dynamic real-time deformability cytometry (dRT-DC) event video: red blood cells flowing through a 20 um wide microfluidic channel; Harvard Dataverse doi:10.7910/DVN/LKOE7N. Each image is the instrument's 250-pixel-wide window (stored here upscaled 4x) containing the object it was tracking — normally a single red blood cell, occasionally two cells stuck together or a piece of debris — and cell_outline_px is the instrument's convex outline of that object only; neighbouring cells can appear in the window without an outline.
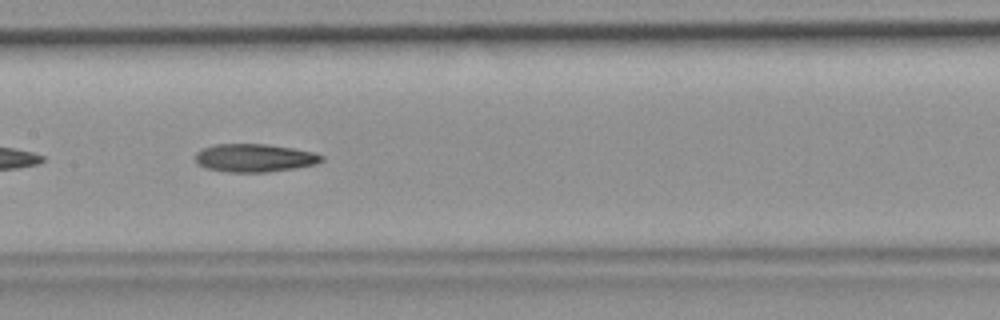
{"species": "common noctule bat (a hibernating species)", "species_latin": "Nyctalus noctula", "temperature_condition": "room temperature", "stored_images_in_passage": 34, "camera_frame_rate_fps": 3000, "um_per_image_px": 0.085, "animal": {"sex": "female", "body_mass_g": 19.9}, "frame": {"image": 1, "passage_image": 10, "time_ms": 3.0, "image_size_px": [1000, 320], "cell_outline_px": [[324, 160], [316, 164], [268, 172], [232, 172], [204, 168], [196, 164], [196, 152], [200, 148], [216, 144], [268, 144], [292, 148], [312, 152], [324, 156]], "centroid_in_image_um": [21.59, 13.42], "position_along_channel_um": 185.8, "area_um2": 20.69}}
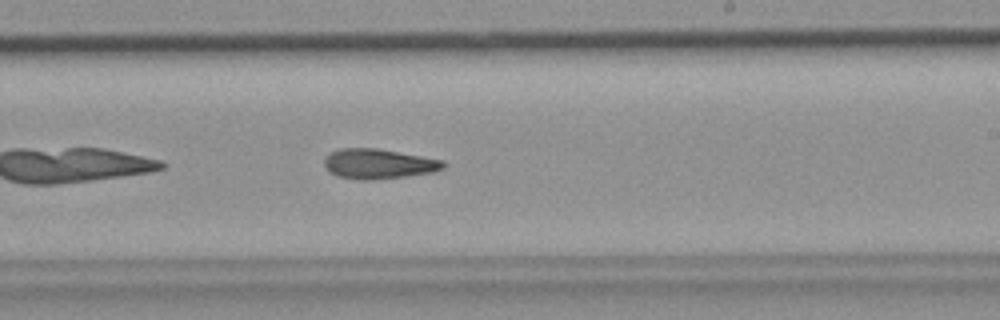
{"frame": {"image": 2, "passage_image": 15, "time_ms": 4.667, "image_size_px": [1000, 320], "cell_outline_px": [[448, 164], [444, 168], [432, 172], [404, 176], [372, 180], [360, 180], [336, 176], [324, 164], [324, 160], [332, 152], [340, 148], [376, 148], [444, 160]], "centroid_in_image_um": [32.21, 13.93], "position_along_channel_um": 256.8, "area_um2": 20.58}}